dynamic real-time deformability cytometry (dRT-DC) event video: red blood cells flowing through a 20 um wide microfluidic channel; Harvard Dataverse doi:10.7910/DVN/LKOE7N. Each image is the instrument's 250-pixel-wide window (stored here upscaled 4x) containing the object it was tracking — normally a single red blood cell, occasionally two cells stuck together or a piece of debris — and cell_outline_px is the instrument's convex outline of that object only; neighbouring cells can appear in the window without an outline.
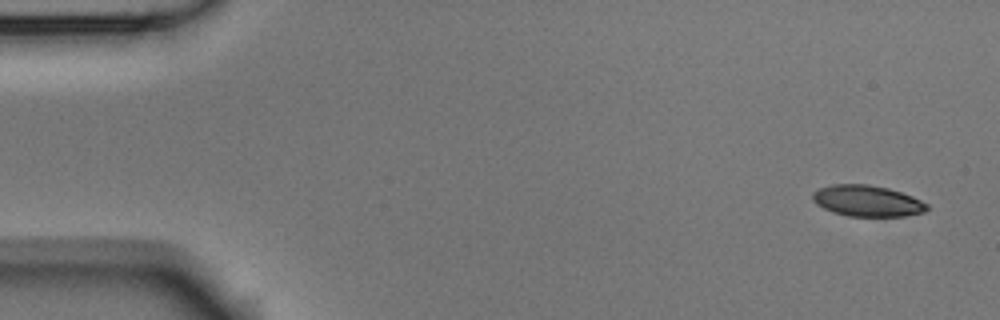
{"species": "Egyptian fruit bat (a non-hibernating species)", "species_latin": "Rousettus aegyptiacus", "temperature_condition": "room temperature", "stored_images_in_passage": 5, "camera_frame_rate_fps": 3000, "um_per_image_px": 0.085, "animal": {"sex": "male"}, "frame": {"image": 1, "passage_image": 1, "time_ms": 0.0, "image_size_px": [1000, 320], "cell_outline_px": [[928, 208], [924, 212], [904, 216], [848, 216], [832, 212], [816, 204], [812, 200], [812, 192], [820, 188], [832, 184], [868, 184], [888, 188], [912, 196], [928, 204]], "centroid_in_image_um": [73.69, 17.07], "position_along_channel_um": 11.3, "area_um2": 20.75}}
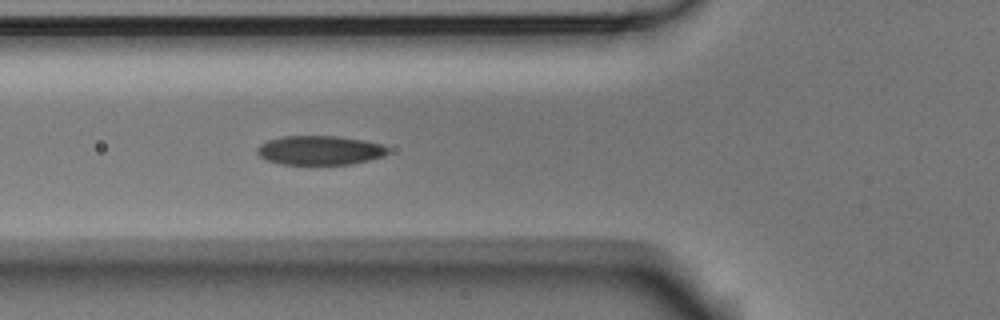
{"frame": {"image": 2, "passage_image": 5, "time_ms": 1.333, "image_size_px": [1000, 320], "cell_outline_px": [[388, 152], [384, 156], [352, 164], [284, 164], [268, 160], [260, 156], [256, 152], [256, 148], [260, 144], [268, 140], [280, 136], [340, 136], [364, 140], [380, 144], [388, 148]], "centroid_in_image_um": [27.17, 12.76], "position_along_channel_um": 98.6, "area_um2": 22.2}}